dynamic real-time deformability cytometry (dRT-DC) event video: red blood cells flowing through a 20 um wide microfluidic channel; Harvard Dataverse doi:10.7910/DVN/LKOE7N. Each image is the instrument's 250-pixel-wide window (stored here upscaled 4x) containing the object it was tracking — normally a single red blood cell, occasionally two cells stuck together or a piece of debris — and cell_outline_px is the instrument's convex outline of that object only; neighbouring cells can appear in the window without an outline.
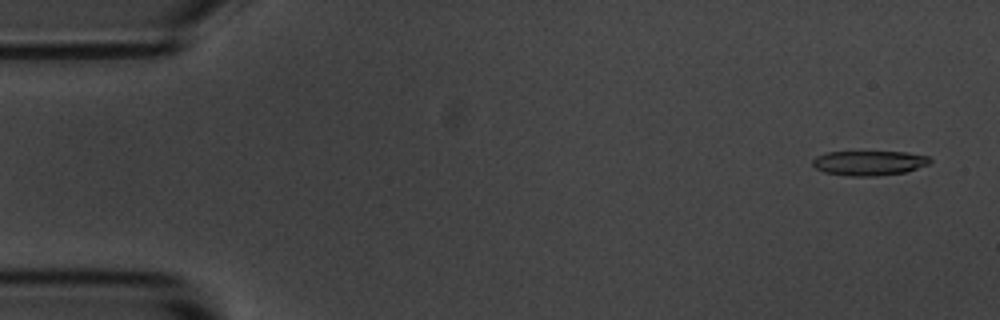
{"species": "common noctule bat (a hibernating species)", "species_latin": "Nyctalus noctula", "temperature_condition": "room temperature", "stored_images_in_passage": 4, "camera_frame_rate_fps": 3000, "um_per_image_px": 0.085, "animal": {"sex": "male", "body_mass_g": 20.1, "forearm_length_mm": 53.5}, "frame": {"image": 1, "passage_image": 1, "time_ms": 0.0, "image_size_px": [1000, 320], "cell_outline_px": [[932, 160], [928, 164], [904, 172], [876, 176], [848, 176], [824, 172], [816, 168], [812, 164], [812, 160], [816, 156], [828, 152], [908, 152], [928, 156]], "centroid_in_image_um": [73.85, 13.85], "position_along_channel_um": 11.1, "area_um2": 16.82}}
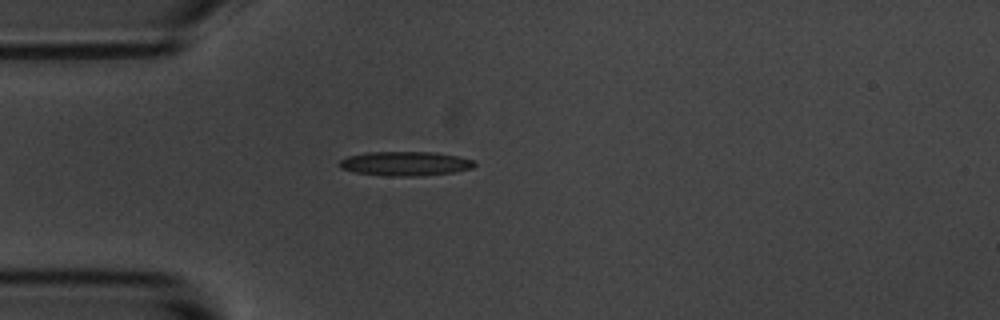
{"frame": {"image": 2, "passage_image": 4, "time_ms": 1.0, "image_size_px": [1000, 320], "cell_outline_px": [[476, 164], [472, 168], [456, 172], [424, 176], [388, 176], [356, 172], [340, 168], [340, 160], [348, 156], [368, 152], [432, 152], [456, 156], [472, 160]], "centroid_in_image_um": [34.46, 13.91], "position_along_channel_um": 50.5, "area_um2": 19.02}}